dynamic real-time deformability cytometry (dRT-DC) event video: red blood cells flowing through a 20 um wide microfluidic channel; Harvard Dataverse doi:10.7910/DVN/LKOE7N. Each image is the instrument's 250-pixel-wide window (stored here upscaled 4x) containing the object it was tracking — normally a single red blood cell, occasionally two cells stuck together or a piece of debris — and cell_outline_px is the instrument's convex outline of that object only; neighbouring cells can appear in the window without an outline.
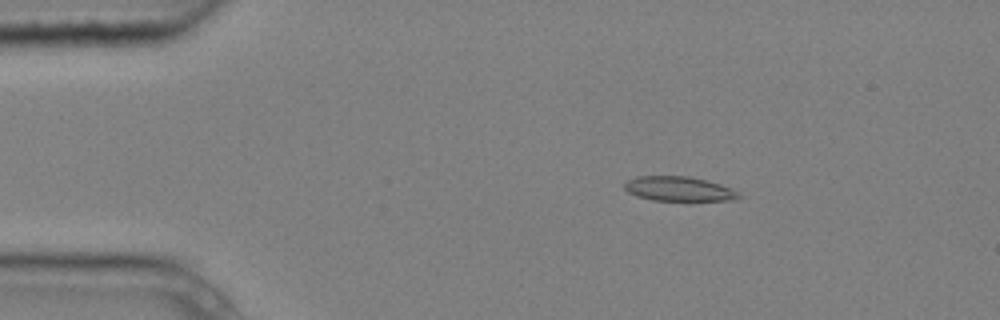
{"species": "common noctule bat (a hibernating species)", "species_latin": "Nyctalus noctula", "temperature_condition": "cold", "stored_images_in_passage": 4, "camera_frame_rate_fps": 3000, "um_per_image_px": 0.085, "animal": {"sex": "male", "body_mass_g": 20.4}, "frame": {"image": 1, "passage_image": 2, "time_ms": 0.333, "image_size_px": [1000, 320], "cell_outline_px": [[740, 196], [736, 200], [652, 200], [636, 196], [628, 192], [624, 188], [624, 184], [628, 180], [636, 176], [688, 176], [720, 184], [740, 192]], "centroid_in_image_um": [57.68, 16.05], "position_along_channel_um": 27.3, "area_um2": 16.24}}
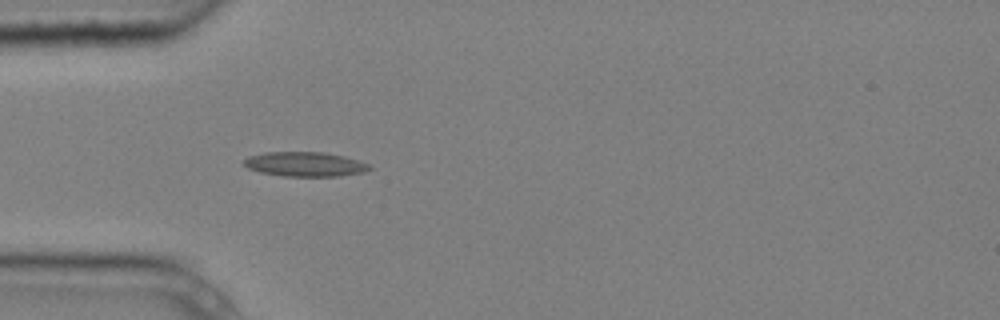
{"frame": {"image": 2, "passage_image": 4, "time_ms": 1.0, "image_size_px": [1000, 320], "cell_outline_px": [[372, 168], [364, 172], [340, 176], [284, 176], [260, 172], [248, 168], [244, 164], [244, 160], [248, 156], [264, 152], [324, 152], [344, 156], [372, 164]], "centroid_in_image_um": [25.96, 13.95], "position_along_channel_um": 59.0, "area_um2": 18.03}}